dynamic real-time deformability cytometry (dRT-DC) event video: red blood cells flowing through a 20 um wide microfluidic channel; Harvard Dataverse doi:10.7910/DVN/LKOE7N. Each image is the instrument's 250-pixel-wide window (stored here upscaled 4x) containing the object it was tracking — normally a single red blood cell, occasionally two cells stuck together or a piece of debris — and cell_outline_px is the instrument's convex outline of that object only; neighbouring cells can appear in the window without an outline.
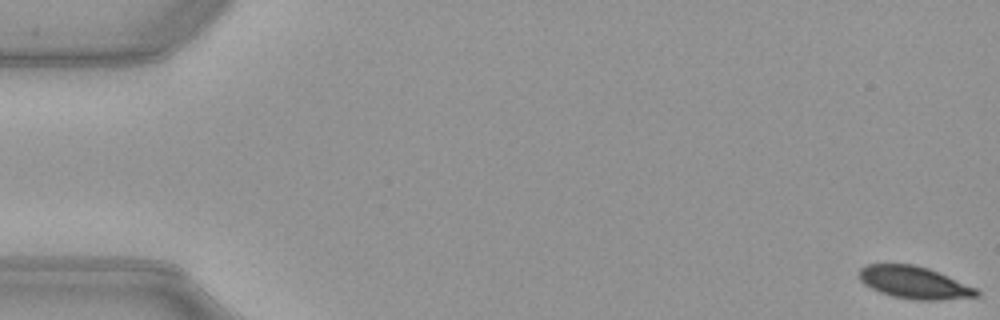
{"species": "common noctule bat (a hibernating species)", "species_latin": "Nyctalus noctula", "temperature_condition": "warm", "stored_images_in_passage": 53, "camera_frame_rate_fps": 3000, "um_per_image_px": 0.085, "animal": {"sex": "female", "body_mass_g": 21.9}, "frame": {"image": 1, "passage_image": 1, "time_ms": 0.0, "image_size_px": [1000, 320], "cell_outline_px": [[980, 296], [940, 300], [912, 300], [892, 296], [880, 292], [864, 284], [860, 280], [860, 268], [868, 264], [912, 264], [928, 268], [976, 288], [980, 292]], "centroid_in_image_um": [77.71, 24.02], "position_along_channel_um": 7.3, "area_um2": 21.96}}
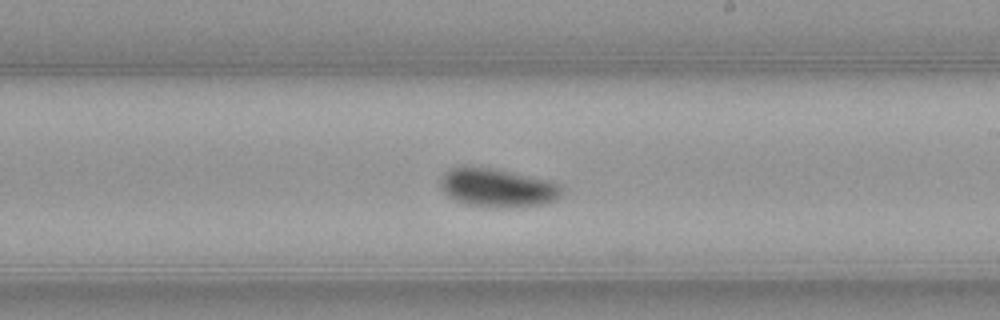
{"frame": {"image": 2, "passage_image": 31, "time_ms": 10.0, "image_size_px": [1000, 320], "cell_outline_px": [[564, 192], [556, 200], [544, 204], [504, 208], [464, 204], [448, 196], [440, 188], [440, 180], [444, 172], [452, 168], [468, 164], [496, 168], [552, 180], [560, 184]], "centroid_in_image_um": [42.3, 15.93], "position_along_channel_um": 246.7, "area_um2": 28.09}}
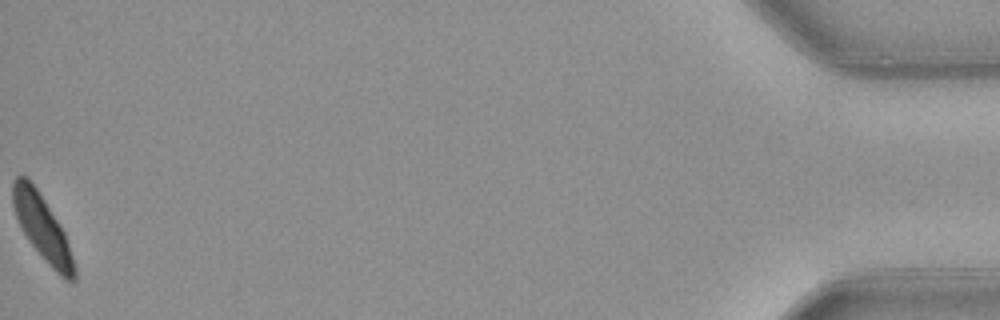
{"frame": {"image": 3, "passage_image": 53, "time_ms": 17.333, "image_size_px": [1000, 320], "cell_outline_px": [[76, 280], [68, 280], [60, 276], [44, 260], [28, 240], [16, 216], [12, 204], [12, 180], [20, 172], [28, 176], [60, 224], [64, 232], [76, 268]], "centroid_in_image_um": [3.57, 19.31], "position_along_channel_um": 431.6, "area_um2": 23.24}, "authors_computed_cell_mechanics": {"area_um2": 24.6806, "velocity_mm_per_s": 3.9624, "shape_relaxation_time_tau1_ms": 2.6558, "shape_relaxation_time_tau2_ms": null, "deformation_change_tau1": 0.1304, "deformation_change_tau2": null}}